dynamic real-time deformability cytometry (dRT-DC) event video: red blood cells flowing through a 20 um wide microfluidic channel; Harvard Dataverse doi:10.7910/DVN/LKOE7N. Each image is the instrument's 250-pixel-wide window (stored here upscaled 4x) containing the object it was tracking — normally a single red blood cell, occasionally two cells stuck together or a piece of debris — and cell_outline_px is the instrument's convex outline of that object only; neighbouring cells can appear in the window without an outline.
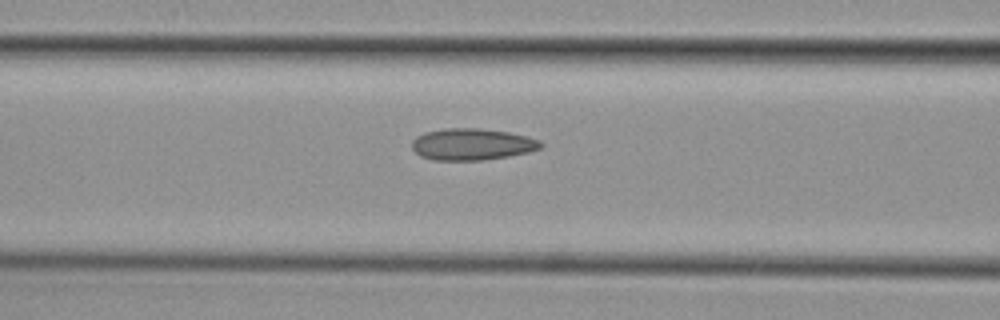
{"species": "common noctule bat (a hibernating species)", "species_latin": "Nyctalus noctula", "temperature_condition": "cold", "stored_images_in_passage": 17, "camera_frame_rate_fps": 3000, "um_per_image_px": 0.085, "animal": {"sex": "female", "body_mass_g": 29.2, "forearm_length_mm": 56.3}, "frame": {"image": 1, "passage_image": 15, "time_ms": 4.667, "image_size_px": [1000, 320], "cell_outline_px": [[544, 144], [540, 148], [528, 152], [508, 156], [484, 160], [432, 160], [420, 156], [412, 148], [412, 140], [416, 136], [424, 132], [444, 128], [480, 128], [508, 132], [540, 140]], "centroid_in_image_um": [40.09, 12.26], "position_along_channel_um": 126.5, "area_um2": 23.81}}